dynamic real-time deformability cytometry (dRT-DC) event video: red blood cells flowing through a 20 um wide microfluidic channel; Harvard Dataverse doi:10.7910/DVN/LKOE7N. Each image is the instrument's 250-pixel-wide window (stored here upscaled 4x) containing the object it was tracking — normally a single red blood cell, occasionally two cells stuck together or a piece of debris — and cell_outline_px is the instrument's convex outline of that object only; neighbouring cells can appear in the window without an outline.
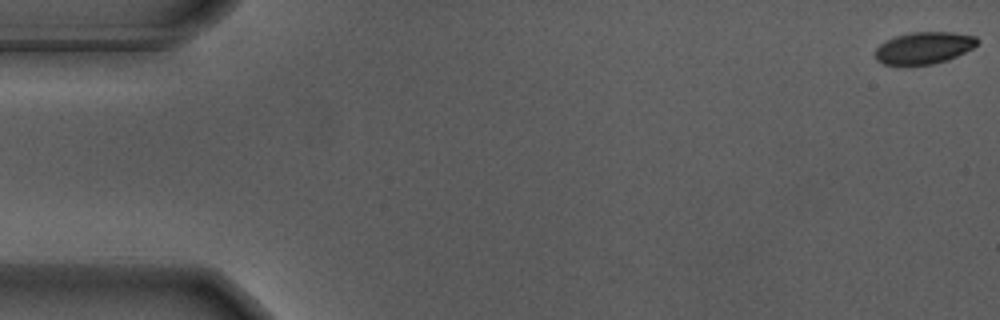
{"species": "Egyptian fruit bat (a non-hibernating species)", "species_latin": "Rousettus aegyptiacus", "temperature_condition": "warm", "stored_images_in_passage": 52, "camera_frame_rate_fps": 3000, "um_per_image_px": 0.085, "animal": {"sex": "male"}, "frame": {"image": 1, "passage_image": 1, "time_ms": 0.0, "image_size_px": [1000, 320], "cell_outline_px": [[980, 40], [972, 48], [948, 60], [932, 64], [884, 64], [876, 60], [876, 48], [880, 44], [896, 36], [908, 32], [952, 32], [976, 36]], "centroid_in_image_um": [78.55, 4.05], "position_along_channel_um": 6.4, "area_um2": 18.79}}
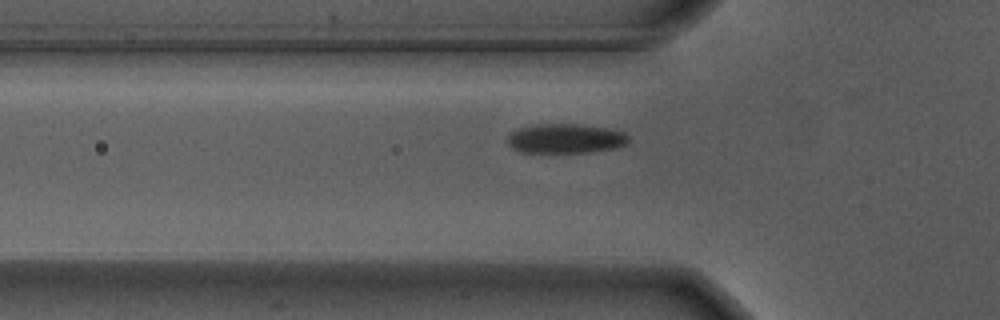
{"frame": {"image": 2, "passage_image": 19, "time_ms": 6.0, "image_size_px": [1000, 320], "cell_outline_px": [[628, 140], [624, 144], [612, 148], [588, 152], [520, 152], [512, 148], [508, 144], [508, 136], [516, 128], [536, 124], [580, 124], [608, 128], [624, 132], [628, 136]], "centroid_in_image_um": [48.02, 11.76], "position_along_channel_um": 77.8, "area_um2": 20.69}}
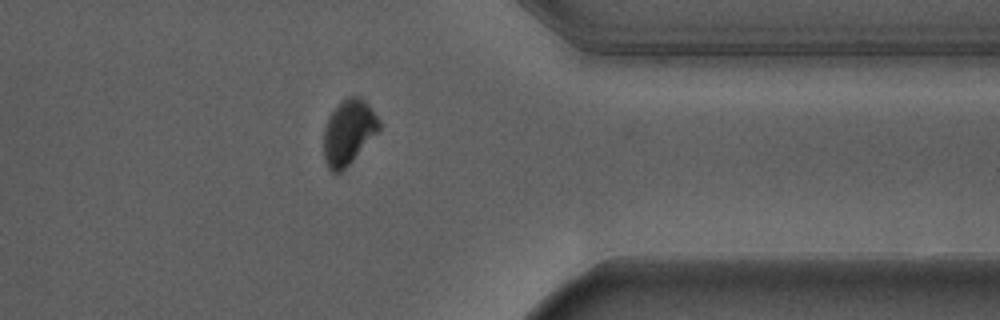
{"frame": {"image": 3, "passage_image": 45, "time_ms": 14.667, "image_size_px": [1000, 320], "cell_outline_px": [[380, 128], [352, 160], [340, 172], [332, 172], [328, 168], [324, 160], [324, 128], [328, 116], [348, 96], [360, 96], [372, 108], [380, 120]], "centroid_in_image_um": [29.61, 11.21], "position_along_channel_um": 381.8, "area_um2": 20.52}, "authors_computed_cell_mechanics": {"area_um2": 21.6461, "velocity_mm_per_s": 3.6593, "shape_relaxation_time_tau1_ms": 3.0788, "shape_relaxation_time_tau2_ms": null, "deformation_change_tau1": 0.1367, "deformation_change_tau2": null}}